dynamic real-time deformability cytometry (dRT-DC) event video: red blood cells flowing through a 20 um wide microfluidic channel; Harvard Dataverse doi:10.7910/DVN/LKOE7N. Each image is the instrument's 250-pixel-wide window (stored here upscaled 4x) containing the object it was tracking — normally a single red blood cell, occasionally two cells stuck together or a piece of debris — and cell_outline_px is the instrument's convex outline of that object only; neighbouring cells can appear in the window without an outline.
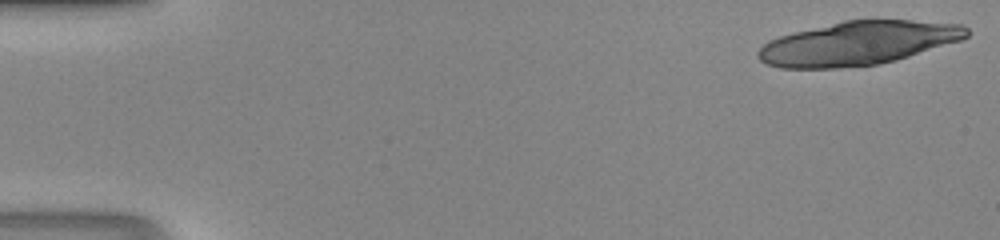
{"species": "human", "species_latin": "Homo sapiens", "temperature_condition": "room temperature", "stored_images_in_passage": 22, "camera_frame_rate_fps": 3000, "um_per_image_px": 0.085, "donor": {"sex": "male"}, "frame": {"image": 1, "passage_image": 1, "time_ms": 0.0, "image_size_px": [1000, 240], "cell_outline_px": [[968, 36], [960, 40], [896, 60], [880, 64], [840, 68], [780, 68], [768, 64], [760, 60], [756, 56], [756, 52], [768, 40], [780, 36], [844, 20], [912, 20], [960, 24], [968, 28]], "centroid_in_image_um": [72.91, 3.68], "position_along_channel_um": 12.1, "area_um2": 52.83}}